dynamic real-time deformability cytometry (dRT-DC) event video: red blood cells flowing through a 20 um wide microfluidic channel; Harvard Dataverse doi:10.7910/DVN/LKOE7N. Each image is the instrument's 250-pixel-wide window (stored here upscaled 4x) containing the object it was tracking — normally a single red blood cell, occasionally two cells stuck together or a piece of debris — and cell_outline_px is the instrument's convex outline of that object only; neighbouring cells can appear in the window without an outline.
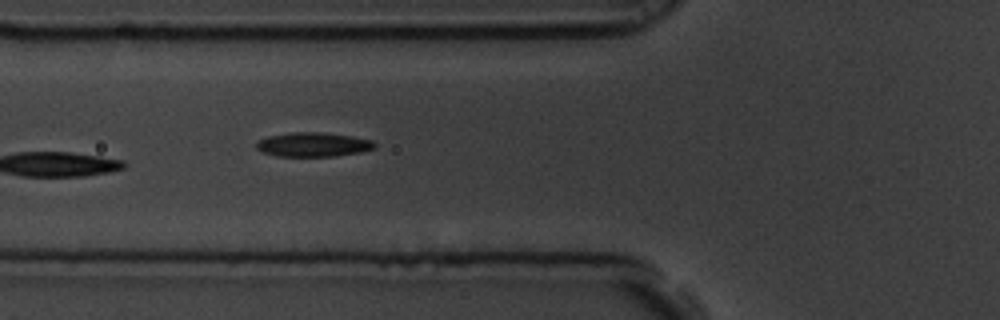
{"species": "common noctule bat (a hibernating species)", "species_latin": "Nyctalus noctula", "temperature_condition": "room temperature", "stored_images_in_passage": 6, "camera_frame_rate_fps": 3000, "um_per_image_px": 0.085, "animal": {"sex": "male", "body_mass_g": 19.5, "forearm_length_mm": 54.6}, "frame": {"image": 1, "passage_image": 6, "time_ms": 1.667, "image_size_px": [1000, 320], "cell_outline_px": [[376, 148], [360, 152], [332, 156], [276, 156], [264, 152], [256, 148], [256, 140], [268, 136], [292, 132], [320, 132], [352, 136], [372, 140], [376, 144]], "centroid_in_image_um": [26.61, 12.28], "position_along_channel_um": 99.2, "area_um2": 16.7}}